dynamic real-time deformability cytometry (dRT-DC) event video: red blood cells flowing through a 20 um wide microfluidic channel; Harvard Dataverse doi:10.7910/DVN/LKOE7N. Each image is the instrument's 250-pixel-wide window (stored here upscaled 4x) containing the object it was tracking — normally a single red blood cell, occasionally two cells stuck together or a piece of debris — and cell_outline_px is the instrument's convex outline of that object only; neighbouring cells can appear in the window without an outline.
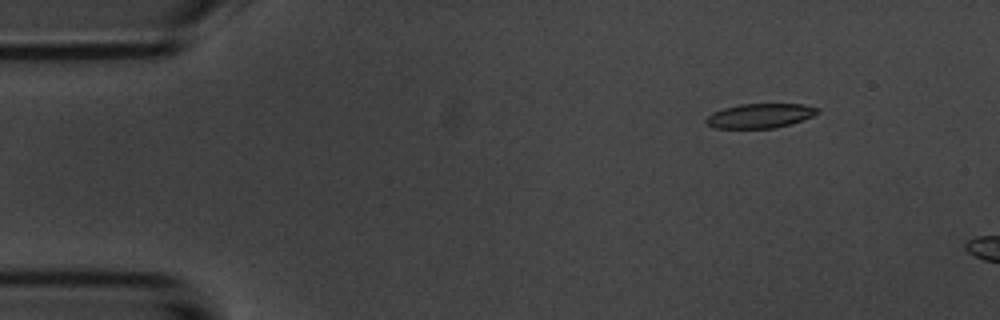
{"species": "common noctule bat (a hibernating species)", "species_latin": "Nyctalus noctula", "temperature_condition": "room temperature", "stored_images_in_passage": 4, "camera_frame_rate_fps": 3000, "um_per_image_px": 0.085, "animal": {"sex": "male", "body_mass_g": 20.1, "forearm_length_mm": 53.5}, "frame": {"image": 1, "passage_image": 2, "time_ms": 1.0, "image_size_px": [1000, 320], "cell_outline_px": [[820, 112], [812, 116], [792, 124], [776, 128], [716, 128], [708, 124], [704, 120], [712, 112], [724, 108], [740, 104], [804, 104], [820, 108]], "centroid_in_image_um": [64.63, 9.84], "position_along_channel_um": 20.4, "area_um2": 15.95}}